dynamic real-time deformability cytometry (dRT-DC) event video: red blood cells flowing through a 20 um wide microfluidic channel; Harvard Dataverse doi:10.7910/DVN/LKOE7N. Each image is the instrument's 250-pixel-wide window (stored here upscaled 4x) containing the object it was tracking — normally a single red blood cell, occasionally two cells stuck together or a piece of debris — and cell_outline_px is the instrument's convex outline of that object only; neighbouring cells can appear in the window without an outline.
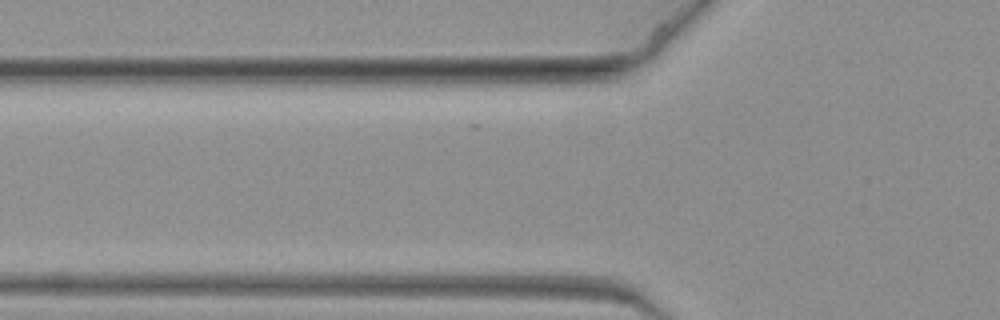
{"species": "common noctule bat (a hibernating species)", "species_latin": "Nyctalus noctula", "temperature_condition": "warm", "stored_images_in_passage": 2, "camera_frame_rate_fps": 3000, "um_per_image_px": 0.085, "animal": {"sex": "female", "body_mass_g": 19.3, "forearm_length_mm": 54.1}, "frame": {"image": 1, "passage_image": 2, "time_ms": 0.333, "image_size_px": [1000, 320], "cell_outline_px": [[632, 304], [460, 296], [460, 292], [512, 288], [576, 288], [628, 300]], "centroid_in_image_um": [46.52, 25.07], "position_along_channel_um": 79.3, "area_um2": 11.5}}